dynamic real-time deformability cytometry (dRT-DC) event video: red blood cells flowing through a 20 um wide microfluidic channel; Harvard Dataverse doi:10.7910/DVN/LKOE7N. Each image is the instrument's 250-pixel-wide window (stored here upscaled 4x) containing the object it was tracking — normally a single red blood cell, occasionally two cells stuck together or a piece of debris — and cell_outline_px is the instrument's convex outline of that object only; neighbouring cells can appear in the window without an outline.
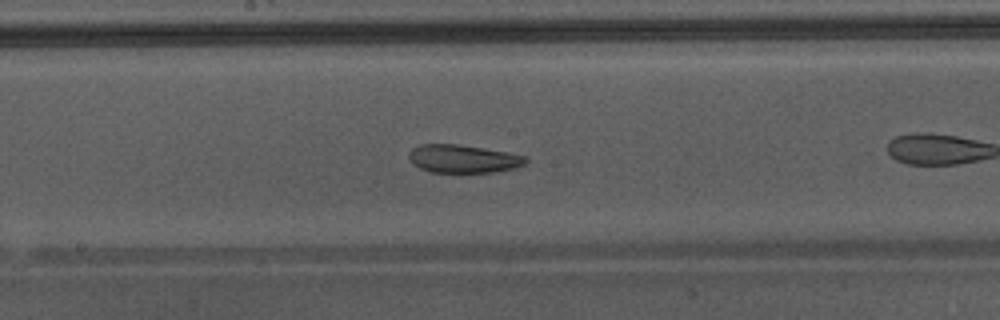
{"species": "Egyptian fruit bat (a non-hibernating species)", "species_latin": "Rousettus aegyptiacus", "temperature_condition": "warm", "stored_images_in_passage": 21, "camera_frame_rate_fps": 3000, "um_per_image_px": 0.085, "animal": {"sex": "male"}, "frame": {"image": 1, "passage_image": 9, "time_ms": 2.667, "image_size_px": [1000, 320], "cell_outline_px": [[528, 160], [524, 164], [516, 168], [492, 172], [432, 172], [420, 168], [412, 164], [408, 156], [408, 152], [412, 148], [420, 144], [460, 144], [528, 156]], "centroid_in_image_um": [39.35, 13.49], "position_along_channel_um": 208.8, "area_um2": 19.19}}